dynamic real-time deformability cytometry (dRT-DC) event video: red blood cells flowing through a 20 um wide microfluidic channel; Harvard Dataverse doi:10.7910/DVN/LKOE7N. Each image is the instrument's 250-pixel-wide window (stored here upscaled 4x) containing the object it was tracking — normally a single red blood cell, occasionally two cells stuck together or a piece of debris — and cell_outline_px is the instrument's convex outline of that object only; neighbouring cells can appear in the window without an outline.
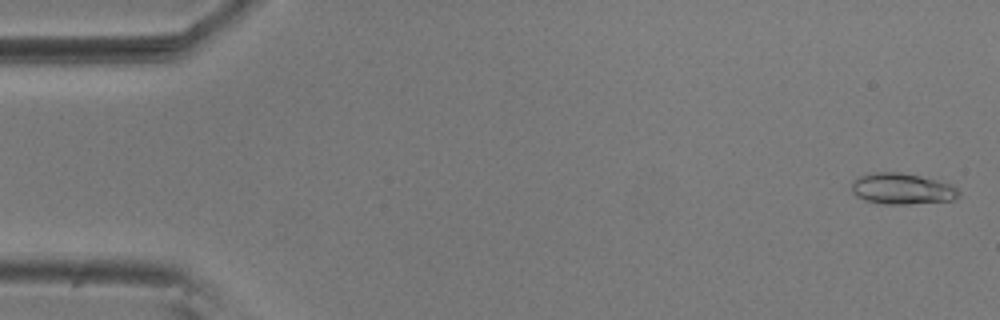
{"species": "common noctule bat (a hibernating species)", "species_latin": "Nyctalus noctula", "temperature_condition": "room temperature", "stored_images_in_passage": 55, "camera_frame_rate_fps": 3000, "um_per_image_px": 0.085, "animal": {"sex": "male", "body_mass_g": 20.5, "forearm_length_mm": 52.5}, "frame": {"image": 1, "passage_image": 2, "time_ms": 0.333, "image_size_px": [1000, 320], "cell_outline_px": [[960, 192], [952, 200], [908, 204], [884, 204], [864, 200], [856, 196], [852, 192], [852, 180], [860, 176], [872, 172], [900, 172], [940, 180], [952, 184]], "centroid_in_image_um": [76.65, 16.03], "position_along_channel_um": 8.4, "area_um2": 19.48}}
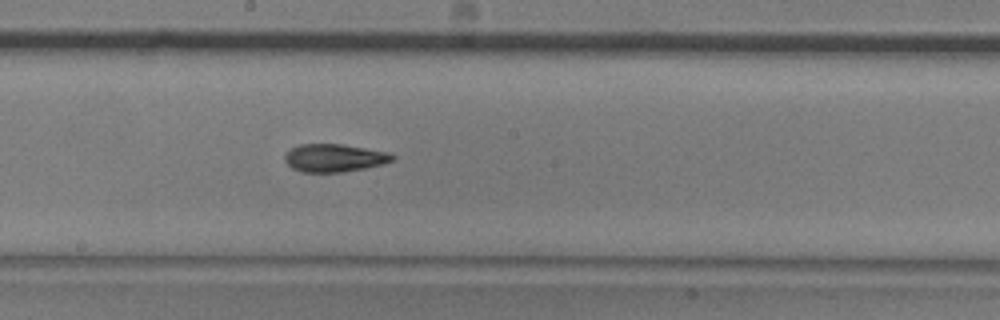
{"frame": {"image": 2, "passage_image": 30, "time_ms": 9.667, "image_size_px": [1000, 320], "cell_outline_px": [[396, 156], [392, 160], [384, 164], [344, 172], [304, 172], [292, 168], [284, 160], [284, 156], [292, 148], [300, 144], [340, 144], [388, 152]], "centroid_in_image_um": [28.42, 13.43], "position_along_channel_um": 219.8, "area_um2": 17.34}}
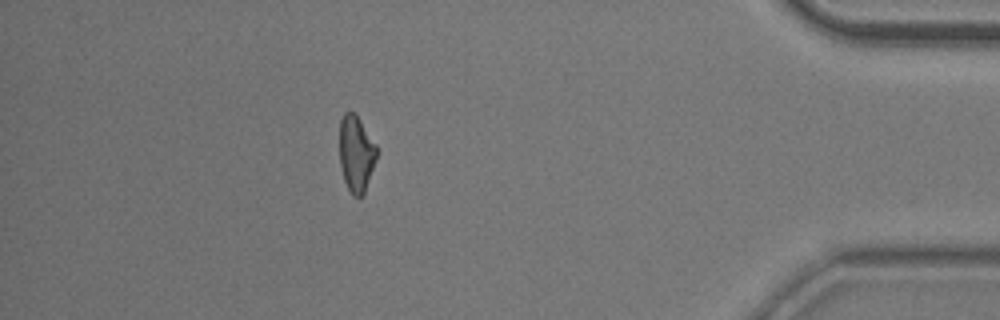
{"frame": {"image": 3, "passage_image": 49, "time_ms": 16.0, "image_size_px": [1000, 320], "cell_outline_px": [[376, 160], [364, 192], [360, 196], [352, 196], [344, 180], [340, 164], [340, 120], [344, 112], [352, 112], [360, 120], [376, 144]], "centroid_in_image_um": [30.26, 13.05], "position_along_channel_um": 404.9, "area_um2": 16.24}, "authors_computed_cell_mechanics": {"area_um2": 17.5134, "velocity_mm_per_s": 3.6754, "shape_relaxation_time_tau1_ms": 6.842, "shape_relaxation_time_tau2_ms": 8.9592, "deformation_change_tau1": 0.1999, "deformation_change_tau2": 0.1499}}